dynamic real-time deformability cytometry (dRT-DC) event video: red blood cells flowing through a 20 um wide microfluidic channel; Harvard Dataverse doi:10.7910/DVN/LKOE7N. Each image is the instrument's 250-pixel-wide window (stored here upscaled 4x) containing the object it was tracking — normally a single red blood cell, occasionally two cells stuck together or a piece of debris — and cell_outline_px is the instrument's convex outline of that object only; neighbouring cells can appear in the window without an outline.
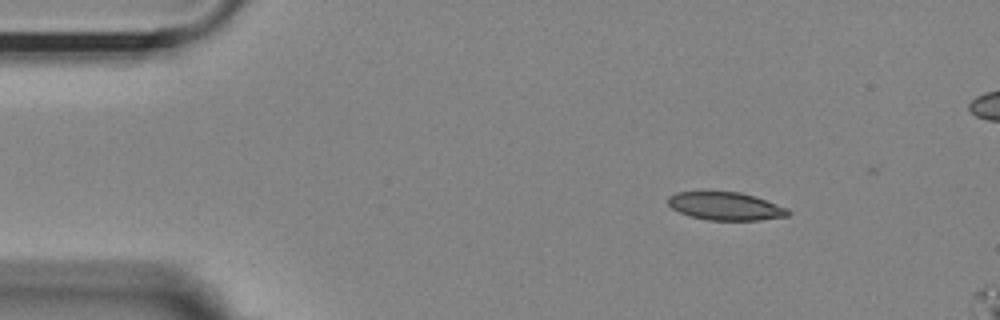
{"species": "Egyptian fruit bat (a non-hibernating species)", "species_latin": "Rousettus aegyptiacus", "temperature_condition": "room temperature", "stored_images_in_passage": 7, "camera_frame_rate_fps": 3000, "um_per_image_px": 0.085, "animal": {"sex": "female"}, "frame": {"image": 1, "passage_image": 1, "time_ms": 0.0, "image_size_px": [1000, 320], "cell_outline_px": [[792, 212], [788, 216], [760, 220], [708, 220], [688, 216], [672, 208], [668, 204], [668, 196], [676, 192], [708, 188], [740, 192], [756, 196], [788, 208]], "centroid_in_image_um": [61.63, 17.47], "position_along_channel_um": 23.4, "area_um2": 20.63}}